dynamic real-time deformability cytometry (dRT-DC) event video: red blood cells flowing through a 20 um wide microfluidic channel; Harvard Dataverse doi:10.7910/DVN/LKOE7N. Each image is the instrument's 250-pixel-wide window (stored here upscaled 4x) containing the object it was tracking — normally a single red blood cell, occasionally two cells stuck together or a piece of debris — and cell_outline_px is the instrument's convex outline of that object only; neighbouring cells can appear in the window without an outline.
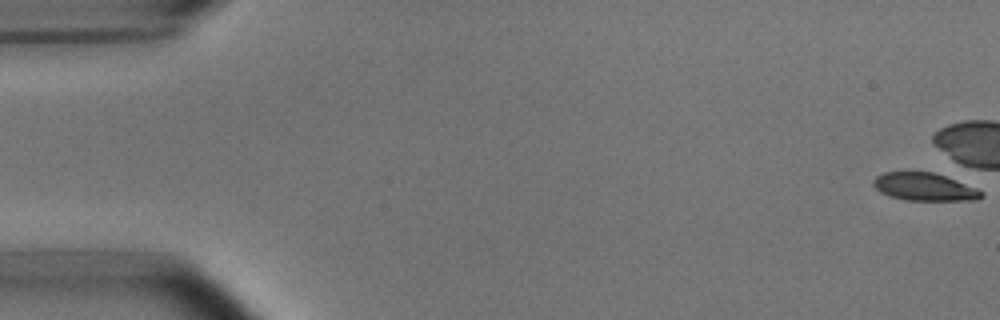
{"species": "common noctule bat (a hibernating species)", "species_latin": "Nyctalus noctula", "temperature_condition": "room temperature", "stored_images_in_passage": 5, "camera_frame_rate_fps": 3000, "um_per_image_px": 0.085, "animal": {"sex": "male", "body_mass_g": 15.6}, "frame": {"image": 1, "passage_image": 1, "time_ms": 0.0, "image_size_px": [1000, 320], "cell_outline_px": [[984, 196], [976, 200], [904, 200], [880, 192], [872, 184], [872, 180], [876, 176], [884, 172], [932, 172], [944, 176], [976, 188], [984, 192]], "centroid_in_image_um": [78.56, 15.89], "position_along_channel_um": 6.4, "area_um2": 17.34}}